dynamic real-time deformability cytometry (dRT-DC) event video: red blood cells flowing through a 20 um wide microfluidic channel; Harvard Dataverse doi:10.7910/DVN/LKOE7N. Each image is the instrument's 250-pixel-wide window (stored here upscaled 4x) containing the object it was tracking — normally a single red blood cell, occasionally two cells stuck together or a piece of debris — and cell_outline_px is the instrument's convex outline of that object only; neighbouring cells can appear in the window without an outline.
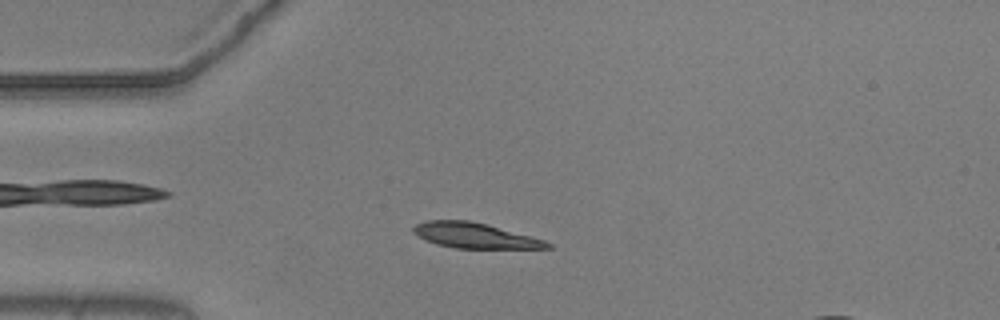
{"species": "common noctule bat (a hibernating species)", "species_latin": "Nyctalus noctula", "temperature_condition": "warm", "stored_images_in_passage": 52, "camera_frame_rate_fps": 3000, "um_per_image_px": 0.085, "animal": {"sex": "male", "body_mass_g": 20.5, "forearm_length_mm": 52.5}, "frame": {"image": 1, "passage_image": 13, "time_ms": 4.0, "image_size_px": [1000, 320], "cell_outline_px": [[552, 248], [456, 248], [436, 244], [412, 232], [412, 228], [416, 224], [428, 220], [468, 220], [488, 224], [544, 240], [552, 244]], "centroid_in_image_um": [40.36, 20.01], "position_along_channel_um": 44.6, "area_um2": 19.54}}
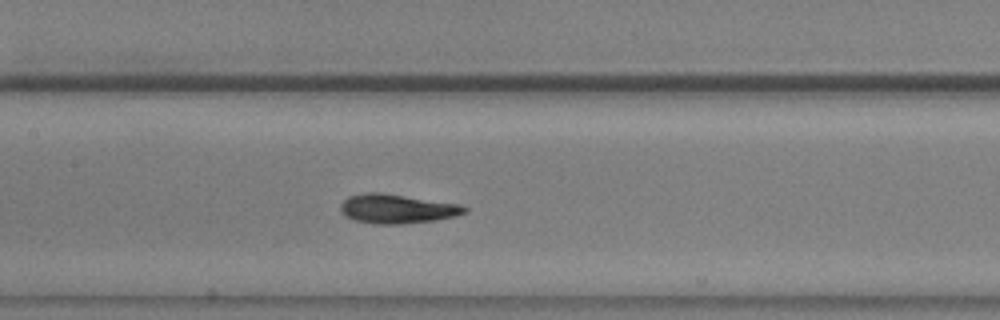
{"frame": {"image": 2, "passage_image": 25, "time_ms": 8.0, "image_size_px": [1000, 320], "cell_outline_px": [[468, 212], [452, 216], [432, 220], [400, 224], [376, 224], [356, 220], [344, 216], [340, 212], [340, 204], [348, 196], [364, 192], [384, 192], [460, 204], [468, 208]], "centroid_in_image_um": [33.7, 17.72], "position_along_channel_um": 173.7, "area_um2": 21.21}}
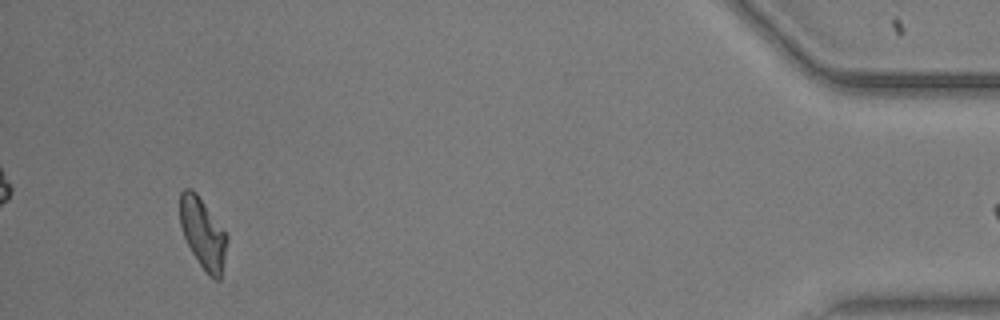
{"frame": {"image": 3, "passage_image": 51, "time_ms": 16.667, "image_size_px": [1000, 320], "cell_outline_px": [[228, 240], [220, 280], [216, 280], [208, 276], [192, 252], [184, 236], [180, 224], [180, 192], [184, 188], [192, 188], [196, 192], [228, 232]], "centroid_in_image_um": [17.27, 19.8], "position_along_channel_um": 417.9, "area_um2": 19.59}}